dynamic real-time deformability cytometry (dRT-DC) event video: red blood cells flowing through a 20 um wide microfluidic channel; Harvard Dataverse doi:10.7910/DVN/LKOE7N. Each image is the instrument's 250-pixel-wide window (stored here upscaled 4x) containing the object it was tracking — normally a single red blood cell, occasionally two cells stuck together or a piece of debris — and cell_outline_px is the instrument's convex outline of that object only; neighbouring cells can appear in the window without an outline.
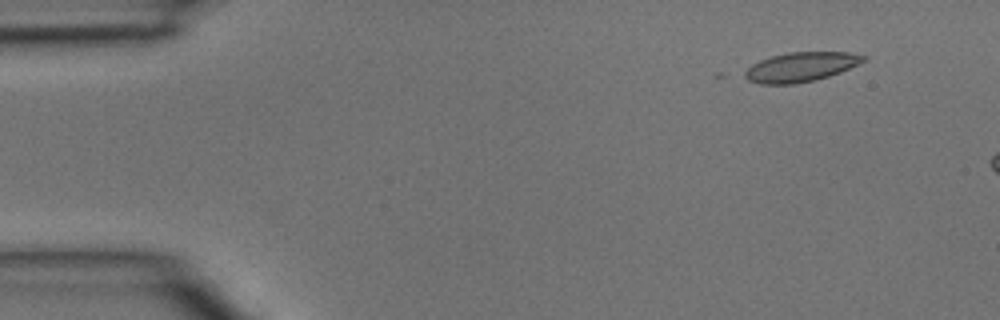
{"species": "common noctule bat (a hibernating species)", "species_latin": "Nyctalus noctula", "temperature_condition": "room temperature", "stored_images_in_passage": 3, "camera_frame_rate_fps": 3000, "um_per_image_px": 0.085, "animal": {"sex": "male", "body_mass_g": 15.6}, "frame": {"image": 1, "passage_image": 1, "time_ms": 0.0, "image_size_px": [1000, 320], "cell_outline_px": [[868, 60], [840, 72], [828, 76], [812, 80], [792, 84], [760, 84], [748, 80], [740, 76], [752, 64], [760, 60], [772, 56], [788, 52], [848, 52], [868, 56]], "centroid_in_image_um": [68.06, 5.68], "position_along_channel_um": 16.9, "area_um2": 20.4}}